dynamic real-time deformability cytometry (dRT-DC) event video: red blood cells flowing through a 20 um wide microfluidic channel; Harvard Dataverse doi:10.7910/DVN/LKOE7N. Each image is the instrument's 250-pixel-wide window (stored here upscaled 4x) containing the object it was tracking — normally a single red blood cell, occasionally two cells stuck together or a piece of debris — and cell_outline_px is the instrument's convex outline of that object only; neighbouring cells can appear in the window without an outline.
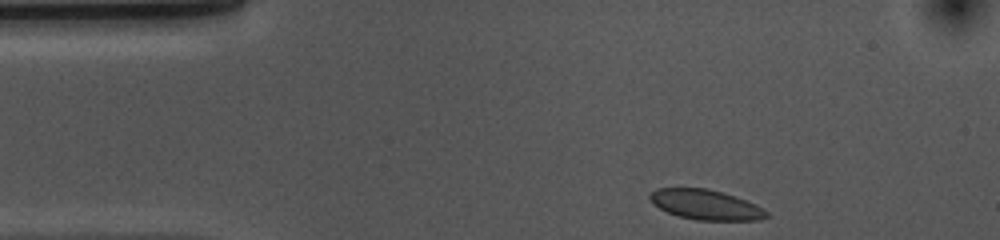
{"species": "common noctule bat (a hibernating species)", "species_latin": "Nyctalus noctula", "temperature_condition": "cold", "stored_images_in_passage": 36, "camera_frame_rate_fps": 3000, "um_per_image_px": 0.085, "animal": {"sex": "female", "body_mass_g": 10.0, "forearm_length_mm": 53.1}, "frame": {"image": 1, "passage_image": 1, "time_ms": 0.0, "image_size_px": [1000, 240], "cell_outline_px": [[768, 216], [760, 220], [696, 220], [680, 216], [668, 212], [652, 204], [648, 200], [648, 192], [656, 188], [708, 188], [756, 204], [768, 212]], "centroid_in_image_um": [59.92, 17.39], "position_along_channel_um": 25.1, "area_um2": 20.35}}
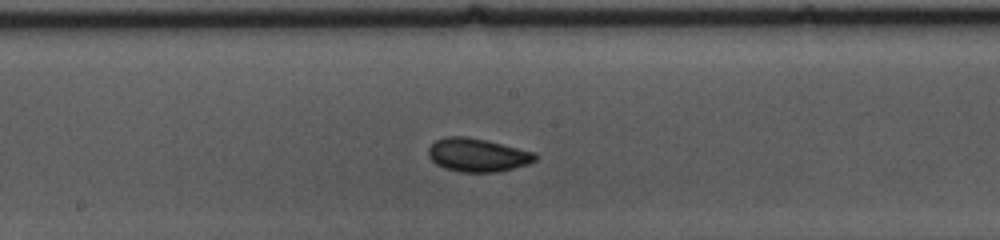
{"frame": {"image": 2, "passage_image": 20, "time_ms": 6.333, "image_size_px": [1000, 240], "cell_outline_px": [[540, 156], [536, 160], [528, 164], [496, 172], [460, 172], [444, 168], [436, 164], [428, 156], [428, 148], [436, 140], [444, 136], [468, 136], [536, 152]], "centroid_in_image_um": [40.59, 13.17], "position_along_channel_um": 207.6, "area_um2": 20.92}}
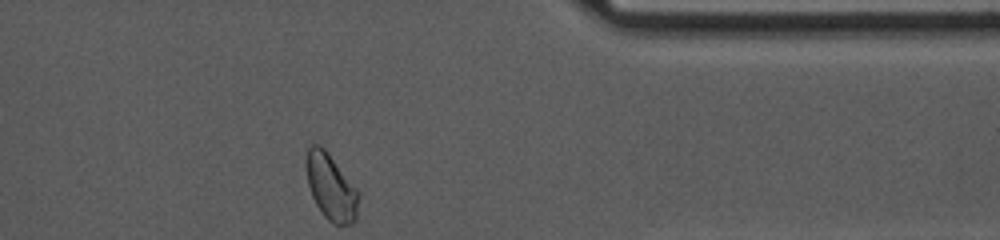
{"frame": {"image": 3, "passage_image": 36, "time_ms": 11.667, "image_size_px": [1000, 240], "cell_outline_px": [[360, 196], [356, 220], [352, 224], [332, 224], [324, 216], [316, 204], [312, 196], [308, 184], [308, 148], [312, 144], [320, 144], [328, 152], [360, 192]], "centroid_in_image_um": [28.19, 15.94], "position_along_channel_um": 383.2, "area_um2": 20.06}, "authors_computed_cell_mechanics": {"area_um2": 20.0277, "velocity_mm_per_s": 3.6526, "shape_relaxation_time_tau1_ms": 1.9885, "shape_relaxation_time_tau2_ms": null, "deformation_change_tau1": 0.0633, "deformation_change_tau2": null}}